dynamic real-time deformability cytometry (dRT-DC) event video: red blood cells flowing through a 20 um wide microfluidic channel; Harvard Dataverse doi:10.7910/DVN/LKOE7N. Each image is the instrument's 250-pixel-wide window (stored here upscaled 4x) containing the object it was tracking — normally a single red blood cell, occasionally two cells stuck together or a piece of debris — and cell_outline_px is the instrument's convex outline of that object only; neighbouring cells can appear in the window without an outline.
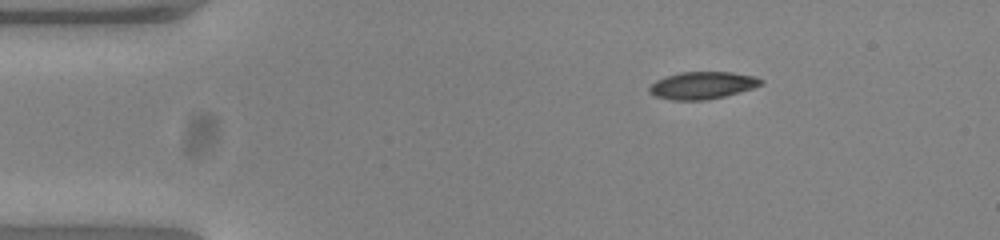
{"species": "common noctule bat (a hibernating species)", "species_latin": "Nyctalus noctula", "temperature_condition": "warm", "stored_images_in_passage": 45, "camera_frame_rate_fps": 3000, "um_per_image_px": 0.085, "animal": {"sex": "female", "body_mass_g": 23.0, "forearm_length_mm": 53.4}, "frame": {"image": 1, "passage_image": 1, "time_ms": 0.0, "image_size_px": [1000, 240], "cell_outline_px": [[764, 84], [740, 92], [708, 100], [672, 100], [652, 96], [648, 92], [648, 88], [656, 80], [664, 76], [680, 72], [732, 72], [756, 76], [764, 80]], "centroid_in_image_um": [59.69, 7.25], "position_along_channel_um": 25.3, "area_um2": 18.03}}
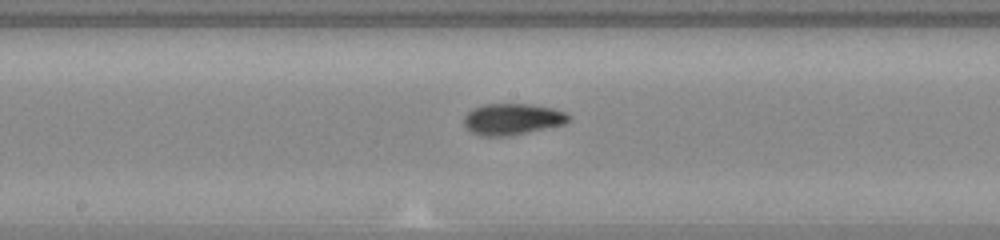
{"frame": {"image": 2, "passage_image": 20, "time_ms": 6.333, "image_size_px": [1000, 240], "cell_outline_px": [[572, 116], [564, 124], [508, 136], [480, 136], [464, 128], [464, 116], [472, 108], [484, 104], [528, 104], [552, 108], [564, 112]], "centroid_in_image_um": [43.5, 10.13], "position_along_channel_um": 204.7, "area_um2": 19.07}}
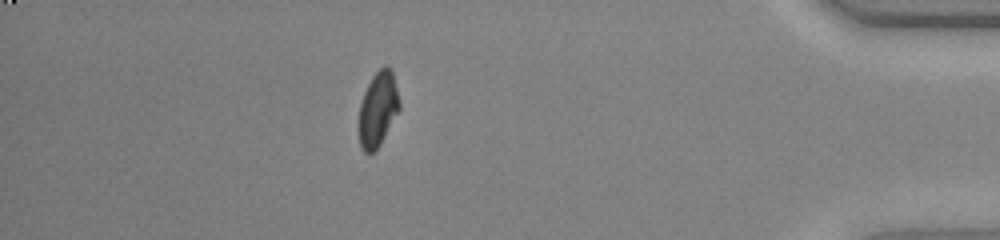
{"frame": {"image": 3, "passage_image": 39, "time_ms": 12.667, "image_size_px": [1000, 240], "cell_outline_px": [[400, 108], [380, 144], [372, 152], [364, 152], [360, 148], [356, 128], [356, 124], [360, 104], [364, 92], [372, 76], [384, 64], [388, 64], [392, 68], [400, 100]], "centroid_in_image_um": [32.09, 9.26], "position_along_channel_um": 403.1, "area_um2": 18.21}, "authors_computed_cell_mechanics": {"area_um2": 18.3804, "velocity_mm_per_s": 3.883, "shape_relaxation_time_tau1_ms": null, "shape_relaxation_time_tau2_ms": 1.668, "deformation_change_tau1": null, "deformation_change_tau2": 0.0602}}